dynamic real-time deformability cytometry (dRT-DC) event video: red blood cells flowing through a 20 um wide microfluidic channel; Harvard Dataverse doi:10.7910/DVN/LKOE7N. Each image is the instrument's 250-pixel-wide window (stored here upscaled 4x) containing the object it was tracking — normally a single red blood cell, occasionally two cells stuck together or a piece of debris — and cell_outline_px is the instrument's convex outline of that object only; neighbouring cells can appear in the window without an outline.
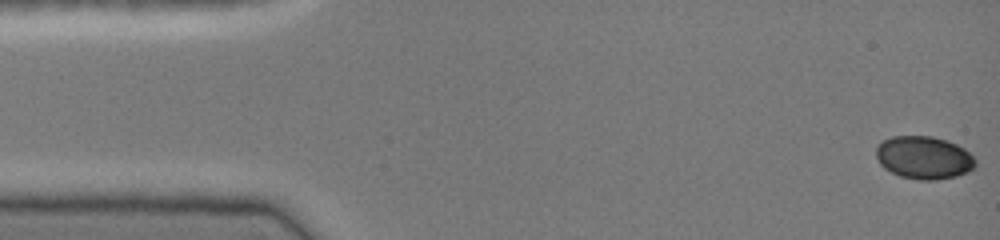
{"species": "common noctule bat (a hibernating species)", "species_latin": "Nyctalus noctula", "temperature_condition": "cold", "stored_images_in_passage": 46, "camera_frame_rate_fps": 3000, "um_per_image_px": 0.085, "animal": {"sex": "female", "body_mass_g": 19.0, "forearm_length_mm": 51.5}, "frame": {"image": 1, "passage_image": 1, "time_ms": 0.0, "image_size_px": [1000, 240], "cell_outline_px": [[976, 164], [968, 172], [956, 176], [936, 180], [920, 180], [900, 176], [884, 168], [880, 164], [876, 156], [876, 144], [892, 136], [932, 136], [948, 140], [964, 148], [976, 160]], "centroid_in_image_um": [78.52, 13.39], "position_along_channel_um": 6.5, "area_um2": 24.91}}
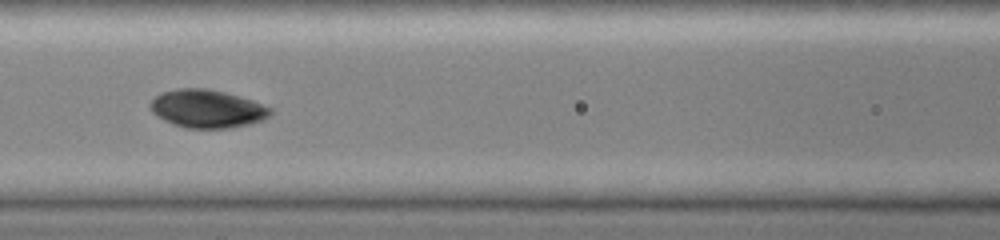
{"frame": {"image": 2, "passage_image": 20, "time_ms": 6.333, "image_size_px": [1000, 240], "cell_outline_px": [[272, 112], [264, 120], [248, 124], [228, 128], [184, 128], [164, 120], [156, 116], [148, 108], [148, 104], [160, 92], [176, 88], [208, 88], [240, 96], [252, 100], [272, 108]], "centroid_in_image_um": [17.57, 9.23], "position_along_channel_um": 149.0, "area_um2": 26.88}}
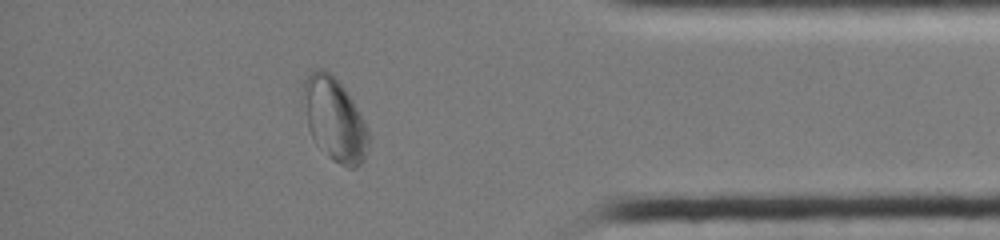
{"frame": {"image": 3, "passage_image": 40, "time_ms": 13.0, "image_size_px": [1000, 240], "cell_outline_px": [[368, 152], [364, 160], [356, 168], [348, 168], [332, 160], [316, 144], [308, 128], [300, 104], [300, 100], [304, 80], [308, 72], [312, 68], [324, 68], [344, 88], [352, 100], [364, 120], [368, 128]], "centroid_in_image_um": [28.38, 10.13], "position_along_channel_um": 406.8, "area_um2": 32.25}, "authors_computed_cell_mechanics": {"area_um2": 26.588, "velocity_mm_per_s": 4.127, "shape_relaxation_time_tau1_ms": 9.5674, "shape_relaxation_time_tau2_ms": null, "deformation_change_tau1": 0.0609, "deformation_change_tau2": null}}